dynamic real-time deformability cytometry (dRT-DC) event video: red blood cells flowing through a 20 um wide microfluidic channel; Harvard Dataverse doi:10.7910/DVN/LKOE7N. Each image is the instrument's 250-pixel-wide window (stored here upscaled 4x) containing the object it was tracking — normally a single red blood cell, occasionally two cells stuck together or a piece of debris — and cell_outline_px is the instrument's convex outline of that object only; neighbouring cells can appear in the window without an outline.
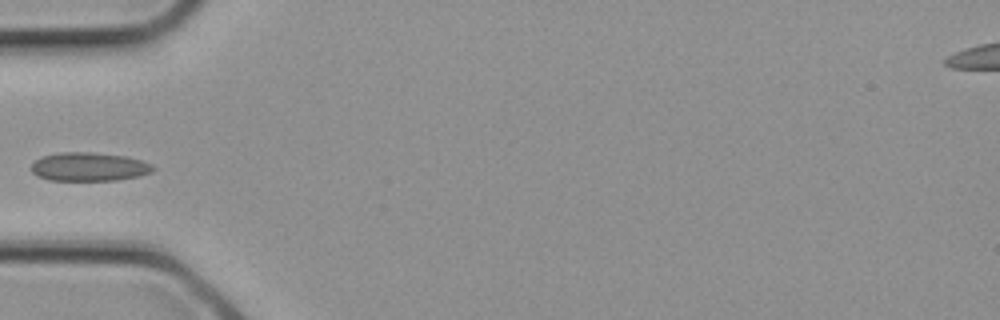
{"species": "common noctule bat (a hibernating species)", "species_latin": "Nyctalus noctula", "temperature_condition": "cold", "stored_images_in_passage": 4, "camera_frame_rate_fps": 3000, "um_per_image_px": 0.085, "animal": {"sex": "female", "body_mass_g": 21.9}, "frame": {"image": 1, "passage_image": 4, "time_ms": 1.0, "image_size_px": [1000, 320], "cell_outline_px": [[156, 168], [152, 172], [140, 176], [116, 180], [48, 180], [36, 176], [32, 172], [32, 164], [36, 160], [44, 156], [60, 152], [92, 152], [124, 156], [140, 160], [152, 164]], "centroid_in_image_um": [7.58, 14.18], "position_along_channel_um": 77.4, "area_um2": 20.29}}